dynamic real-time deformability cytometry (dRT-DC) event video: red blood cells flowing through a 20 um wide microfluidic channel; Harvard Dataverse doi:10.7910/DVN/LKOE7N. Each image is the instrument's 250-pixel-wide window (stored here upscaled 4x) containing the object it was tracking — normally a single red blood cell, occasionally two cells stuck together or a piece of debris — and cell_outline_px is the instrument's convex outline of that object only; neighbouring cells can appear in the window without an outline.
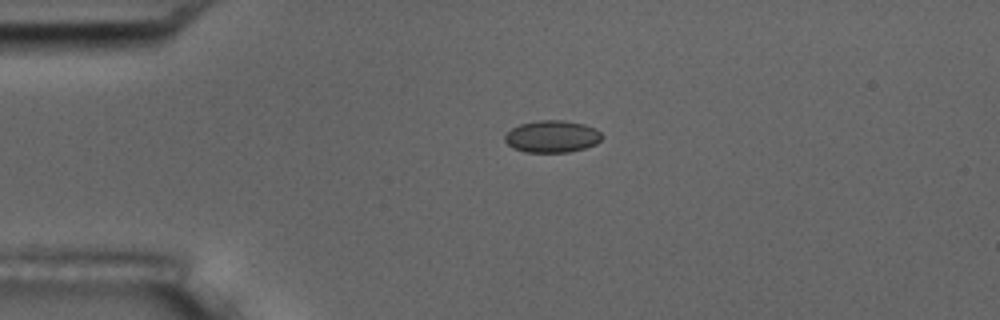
{"species": "common noctule bat (a hibernating species)", "species_latin": "Nyctalus noctula", "temperature_condition": "room temperature", "stored_images_in_passage": 5, "camera_frame_rate_fps": 3000, "um_per_image_px": 0.085, "animal": {"sex": "male", "body_mass_g": 17.5, "forearm_length_mm": 52.3}, "frame": {"image": 1, "passage_image": 4, "time_ms": 4.333, "image_size_px": [1000, 320], "cell_outline_px": [[604, 136], [596, 144], [584, 148], [568, 152], [524, 152], [512, 148], [504, 140], [504, 136], [512, 128], [520, 124], [536, 120], [564, 120], [584, 124], [596, 128]], "centroid_in_image_um": [46.93, 11.6], "position_along_channel_um": 38.1, "area_um2": 18.26}}